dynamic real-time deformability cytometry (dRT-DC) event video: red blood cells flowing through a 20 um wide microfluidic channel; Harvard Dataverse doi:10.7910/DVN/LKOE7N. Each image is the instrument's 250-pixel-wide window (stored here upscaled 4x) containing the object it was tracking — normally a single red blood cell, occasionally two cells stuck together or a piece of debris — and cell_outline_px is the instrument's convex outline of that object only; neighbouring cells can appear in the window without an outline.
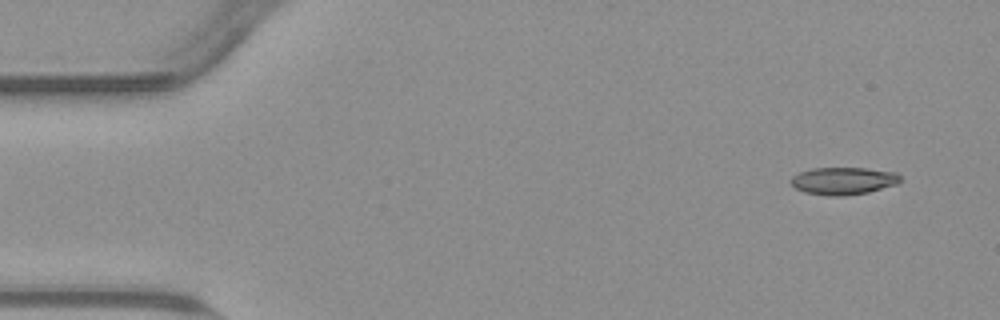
{"species": "common noctule bat (a hibernating species)", "species_latin": "Nyctalus noctula", "temperature_condition": "warm", "stored_images_in_passage": 52, "camera_frame_rate_fps": 3000, "um_per_image_px": 0.085, "animal": {"sex": "male", "body_mass_g": 23.1, "forearm_length_mm": 52.7}, "frame": {"image": 1, "passage_image": 1, "time_ms": 0.0, "image_size_px": [1000, 320], "cell_outline_px": [[900, 180], [896, 184], [868, 192], [844, 196], [828, 196], [804, 192], [796, 188], [788, 180], [792, 176], [800, 172], [812, 168], [868, 168], [896, 172], [900, 176]], "centroid_in_image_um": [71.66, 15.37], "position_along_channel_um": 13.3, "area_um2": 17.51}}
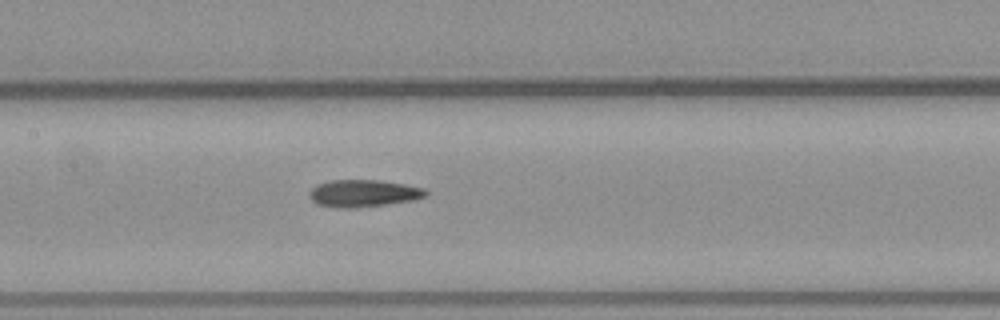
{"frame": {"image": 2, "passage_image": 23, "time_ms": 7.333, "image_size_px": [1000, 320], "cell_outline_px": [[428, 196], [416, 200], [356, 208], [332, 208], [316, 204], [308, 196], [308, 192], [316, 184], [332, 180], [380, 180], [404, 184], [424, 188], [428, 192]], "centroid_in_image_um": [30.88, 16.44], "position_along_channel_um": 176.5, "area_um2": 18.79}}
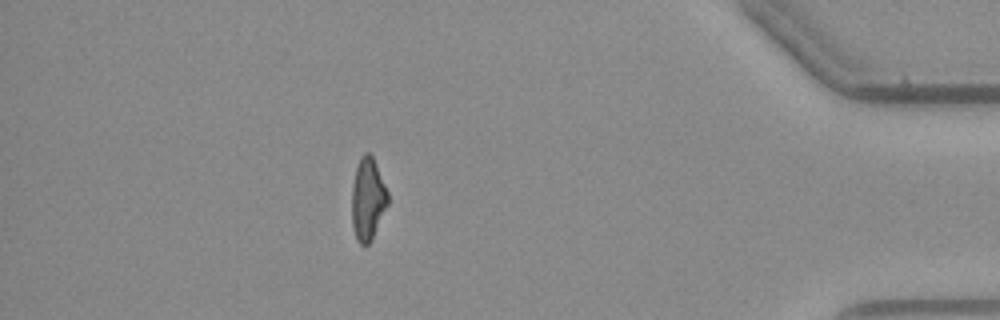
{"frame": {"image": 3, "passage_image": 45, "time_ms": 14.667, "image_size_px": [1000, 320], "cell_outline_px": [[388, 204], [372, 240], [368, 244], [360, 244], [356, 240], [352, 228], [352, 184], [356, 168], [360, 156], [364, 152], [368, 152], [372, 156], [376, 164], [388, 192]], "centroid_in_image_um": [31.25, 16.94], "position_along_channel_um": 403.9, "area_um2": 17.4}, "authors_computed_cell_mechanics": {"area_um2": 18.0047, "velocity_mm_per_s": 3.7935, "shape_relaxation_time_tau1_ms": 8.6685, "shape_relaxation_time_tau2_ms": 4.0842, "deformation_change_tau1": 0.2324, "deformation_change_tau2": 0.1277}}